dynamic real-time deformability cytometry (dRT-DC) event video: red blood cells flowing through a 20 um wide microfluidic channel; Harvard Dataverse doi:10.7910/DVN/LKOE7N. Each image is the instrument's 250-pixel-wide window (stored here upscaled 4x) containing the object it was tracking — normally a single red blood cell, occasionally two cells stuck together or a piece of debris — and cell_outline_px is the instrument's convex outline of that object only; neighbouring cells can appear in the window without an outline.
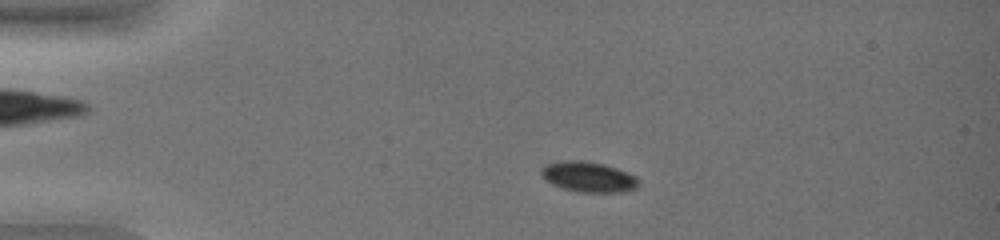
{"species": "common noctule bat (a hibernating species)", "species_latin": "Nyctalus noctula", "temperature_condition": "warm", "stored_images_in_passage": 48, "camera_frame_rate_fps": 3000, "um_per_image_px": 0.085, "animal": {"sex": "female", "body_mass_g": 19.0, "forearm_length_mm": 51.5}, "frame": {"image": 1, "passage_image": 10, "time_ms": 3.0, "image_size_px": [1000, 240], "cell_outline_px": [[640, 184], [636, 188], [620, 192], [576, 192], [552, 184], [540, 172], [540, 168], [548, 164], [560, 160], [580, 160], [604, 164], [616, 168], [636, 176]], "centroid_in_image_um": [50.03, 15.03], "position_along_channel_um": 35.0, "area_um2": 17.11}}
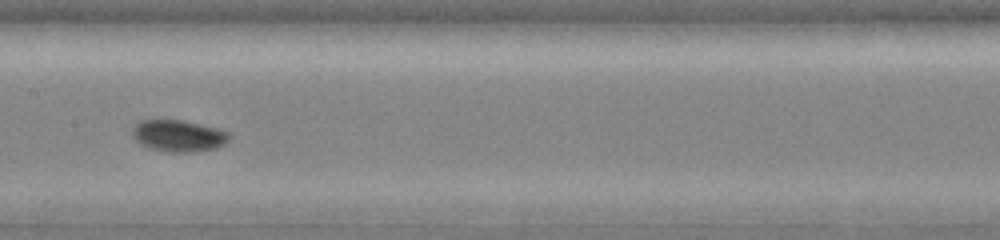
{"frame": {"image": 2, "passage_image": 26, "time_ms": 8.333, "image_size_px": [1000, 240], "cell_outline_px": [[232, 136], [224, 144], [216, 148], [196, 152], [168, 152], [148, 148], [140, 144], [132, 136], [132, 128], [140, 120], [184, 120], [216, 128], [228, 132]], "centroid_in_image_um": [15.16, 11.55], "position_along_channel_um": 192.2, "area_um2": 18.03}}
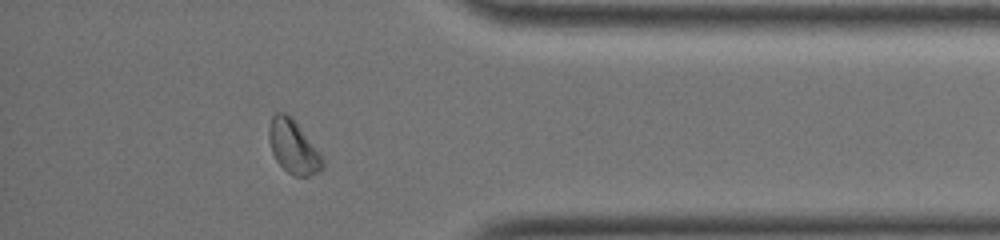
{"frame": {"image": 3, "passage_image": 43, "time_ms": 14.0, "image_size_px": [1000, 240], "cell_outline_px": [[324, 168], [320, 172], [308, 176], [292, 176], [276, 160], [272, 152], [268, 140], [268, 128], [272, 116], [276, 112], [284, 112], [292, 116], [320, 152], [324, 160]], "centroid_in_image_um": [24.94, 12.47], "position_along_channel_um": 410.3, "area_um2": 16.99}, "authors_computed_cell_mechanics": {"area_um2": 17.1088, "velocity_mm_per_s": 3.9772, "shape_relaxation_time_tau1_ms": 1.84, "shape_relaxation_time_tau2_ms": 5.46, "deformation_change_tau1": 0.0616, "deformation_change_tau2": 0.073}}